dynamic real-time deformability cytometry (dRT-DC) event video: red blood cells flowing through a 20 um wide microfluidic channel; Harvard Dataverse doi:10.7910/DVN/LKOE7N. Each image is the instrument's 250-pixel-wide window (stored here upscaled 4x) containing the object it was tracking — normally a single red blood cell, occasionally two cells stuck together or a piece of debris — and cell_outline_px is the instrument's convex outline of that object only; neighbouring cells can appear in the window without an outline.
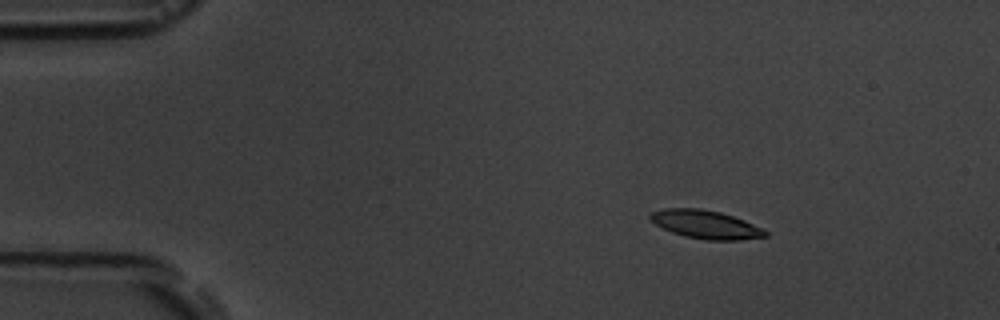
{"species": "common noctule bat (a hibernating species)", "species_latin": "Nyctalus noctula", "temperature_condition": "room temperature", "stored_images_in_passage": 3, "camera_frame_rate_fps": 3000, "um_per_image_px": 0.085, "animal": {"sex": "male", "body_mass_g": 19.5, "forearm_length_mm": 54.6}, "frame": {"image": 1, "passage_image": 1, "time_ms": 0.0, "image_size_px": [1000, 320], "cell_outline_px": [[768, 236], [740, 240], [704, 240], [684, 236], [672, 232], [656, 224], [648, 216], [652, 212], [664, 208], [700, 208], [720, 212], [744, 220], [764, 228], [768, 232]], "centroid_in_image_um": [60.02, 19.08], "position_along_channel_um": 25.0, "area_um2": 19.02}}